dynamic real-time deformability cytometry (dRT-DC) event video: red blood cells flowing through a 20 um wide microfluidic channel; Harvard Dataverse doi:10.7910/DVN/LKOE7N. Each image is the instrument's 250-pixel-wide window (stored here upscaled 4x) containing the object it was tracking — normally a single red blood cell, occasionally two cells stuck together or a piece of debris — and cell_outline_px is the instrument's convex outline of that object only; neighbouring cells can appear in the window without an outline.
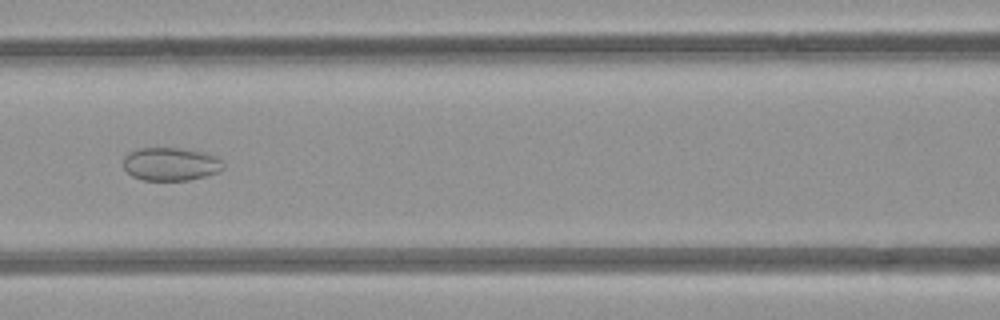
{"species": "common noctule bat (a hibernating species)", "species_latin": "Nyctalus noctula", "temperature_condition": "room temperature", "stored_images_in_passage": 3, "camera_frame_rate_fps": 3000, "um_per_image_px": 0.085, "animal": {"sex": "female", "body_mass_g": 21.9}, "frame": {"image": 1, "passage_image": 3, "time_ms": 2.0, "image_size_px": [1000, 320], "cell_outline_px": [[224, 168], [216, 172], [204, 176], [188, 180], [144, 180], [132, 176], [124, 168], [124, 156], [128, 152], [140, 148], [176, 148], [204, 152], [216, 156], [224, 164]], "centroid_in_image_um": [14.49, 13.94], "position_along_channel_um": 152.1, "area_um2": 19.19}}